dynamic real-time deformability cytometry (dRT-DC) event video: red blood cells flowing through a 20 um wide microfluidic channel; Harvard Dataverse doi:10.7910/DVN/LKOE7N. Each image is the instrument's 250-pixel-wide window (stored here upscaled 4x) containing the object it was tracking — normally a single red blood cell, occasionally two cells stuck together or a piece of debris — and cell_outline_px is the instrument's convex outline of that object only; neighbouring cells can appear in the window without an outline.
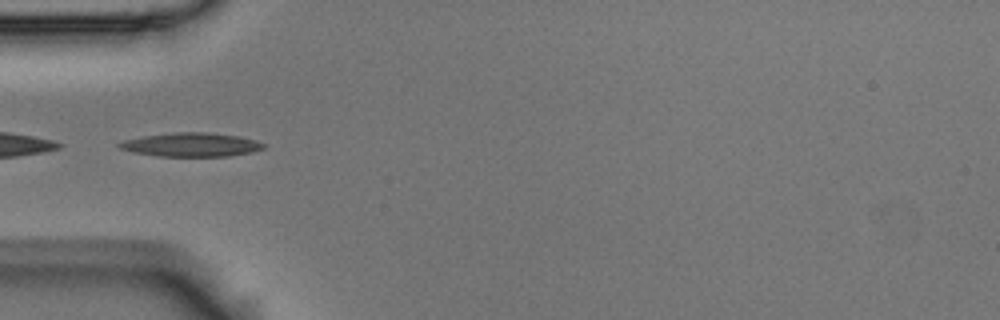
{"species": "Egyptian fruit bat (a non-hibernating species)", "species_latin": "Rousettus aegyptiacus", "temperature_condition": "room temperature", "stored_images_in_passage": 7, "camera_frame_rate_fps": 3000, "um_per_image_px": 0.085, "animal": {"sex": "male"}, "frame": {"image": 1, "passage_image": 5, "time_ms": 1.333, "image_size_px": [1000, 320], "cell_outline_px": [[264, 148], [252, 152], [228, 156], [156, 156], [132, 152], [120, 148], [116, 144], [124, 140], [144, 136], [176, 132], [208, 132], [240, 136], [256, 140], [264, 144]], "centroid_in_image_um": [16.25, 12.3], "position_along_channel_um": 68.7, "area_um2": 20.0}}
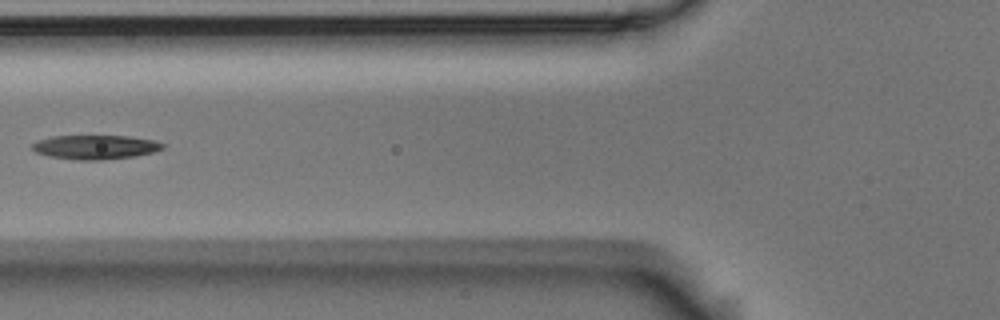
{"frame": {"image": 2, "passage_image": 6, "time_ms": 1.667, "image_size_px": [1000, 320], "cell_outline_px": [[164, 148], [152, 152], [136, 156], [100, 160], [76, 160], [52, 156], [36, 152], [32, 148], [32, 144], [40, 140], [52, 136], [132, 136], [156, 140], [164, 144]], "centroid_in_image_um": [8.16, 12.5], "position_along_channel_um": 117.6, "area_um2": 18.26}}
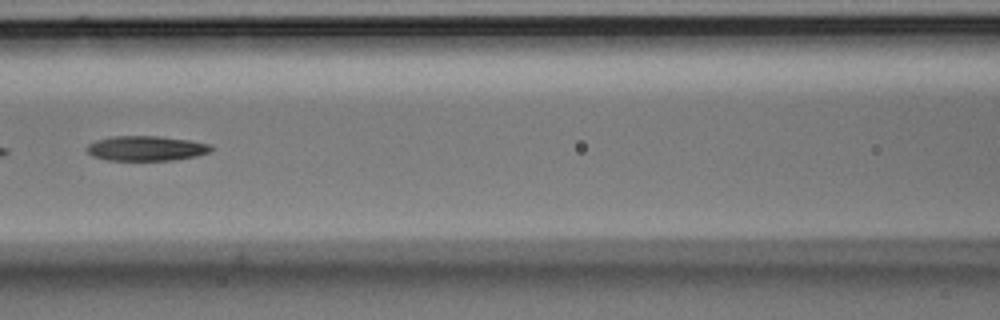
{"frame": {"image": 3, "passage_image": 7, "time_ms": 2.0, "image_size_px": [1000, 320], "cell_outline_px": [[212, 148], [208, 152], [196, 156], [172, 160], [108, 160], [92, 156], [84, 148], [88, 144], [96, 140], [112, 136], [160, 136], [192, 140], [212, 144]], "centroid_in_image_um": [12.41, 12.6], "position_along_channel_um": 154.2, "area_um2": 18.15}}